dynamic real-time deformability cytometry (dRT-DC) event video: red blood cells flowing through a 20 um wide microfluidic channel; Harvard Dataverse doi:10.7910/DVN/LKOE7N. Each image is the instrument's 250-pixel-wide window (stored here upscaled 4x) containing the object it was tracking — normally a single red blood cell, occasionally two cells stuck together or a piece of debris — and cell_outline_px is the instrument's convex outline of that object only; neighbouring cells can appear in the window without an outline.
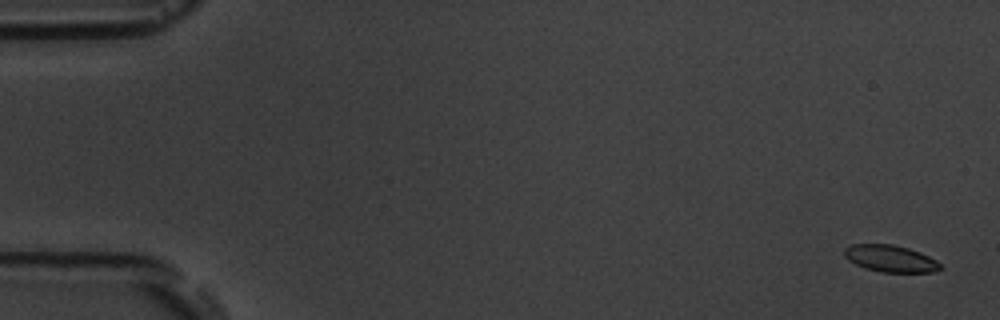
{"species": "common noctule bat (a hibernating species)", "species_latin": "Nyctalus noctula", "temperature_condition": "room temperature", "stored_images_in_passage": 7, "camera_frame_rate_fps": 3000, "um_per_image_px": 0.085, "animal": {"sex": "male", "body_mass_g": 19.5, "forearm_length_mm": 54.6}, "frame": {"image": 1, "passage_image": 1, "time_ms": 0.0, "image_size_px": [1000, 320], "cell_outline_px": [[940, 268], [936, 272], [880, 272], [864, 268], [848, 260], [844, 256], [844, 248], [852, 244], [892, 244], [908, 248], [920, 252], [936, 260], [940, 264]], "centroid_in_image_um": [75.66, 21.98], "position_along_channel_um": 9.3, "area_um2": 15.03}}
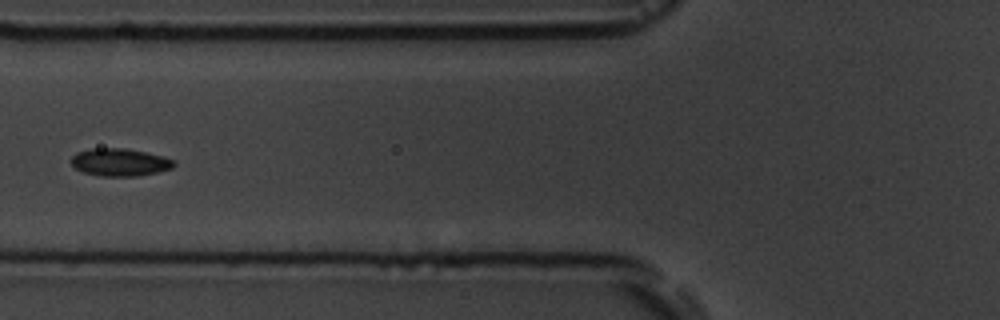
{"frame": {"image": 2, "passage_image": 7, "time_ms": 7.0, "image_size_px": [1000, 320], "cell_outline_px": [[176, 164], [172, 168], [156, 172], [136, 176], [100, 176], [84, 172], [76, 168], [72, 164], [72, 156], [76, 152], [92, 148], [124, 148], [144, 152], [176, 160]], "centroid_in_image_um": [10.18, 13.79], "position_along_channel_um": 115.6, "area_um2": 16.36}}